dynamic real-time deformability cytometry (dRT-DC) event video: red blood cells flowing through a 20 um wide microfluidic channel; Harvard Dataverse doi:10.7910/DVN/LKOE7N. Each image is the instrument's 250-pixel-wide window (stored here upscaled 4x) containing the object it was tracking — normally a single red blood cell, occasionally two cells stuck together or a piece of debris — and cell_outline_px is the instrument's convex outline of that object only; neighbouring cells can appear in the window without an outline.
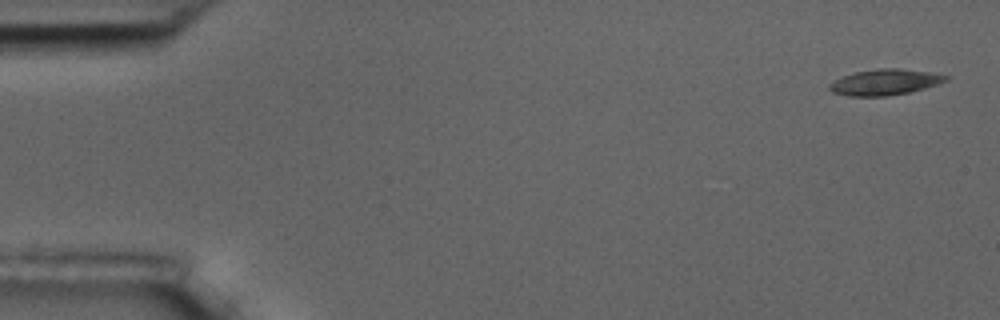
{"species": "common noctule bat (a hibernating species)", "species_latin": "Nyctalus noctula", "temperature_condition": "room temperature", "stored_images_in_passage": 6, "segment_of_instrument_passage": [2, 2], "camera_frame_rate_fps": 3000, "um_per_image_px": 0.085, "animal": {"sex": "male", "body_mass_g": 17.5, "forearm_length_mm": 52.3}, "frame": {"image": 1, "passage_image": 6, "time_ms": 6.0, "image_size_px": [1000, 320], "cell_outline_px": [[948, 80], [924, 88], [908, 92], [888, 96], [848, 96], [832, 92], [828, 88], [828, 84], [832, 80], [856, 72], [876, 68], [900, 68], [932, 72], [948, 76]], "centroid_in_image_um": [75.18, 6.98], "position_along_channel_um": 9.8, "area_um2": 17.57}}